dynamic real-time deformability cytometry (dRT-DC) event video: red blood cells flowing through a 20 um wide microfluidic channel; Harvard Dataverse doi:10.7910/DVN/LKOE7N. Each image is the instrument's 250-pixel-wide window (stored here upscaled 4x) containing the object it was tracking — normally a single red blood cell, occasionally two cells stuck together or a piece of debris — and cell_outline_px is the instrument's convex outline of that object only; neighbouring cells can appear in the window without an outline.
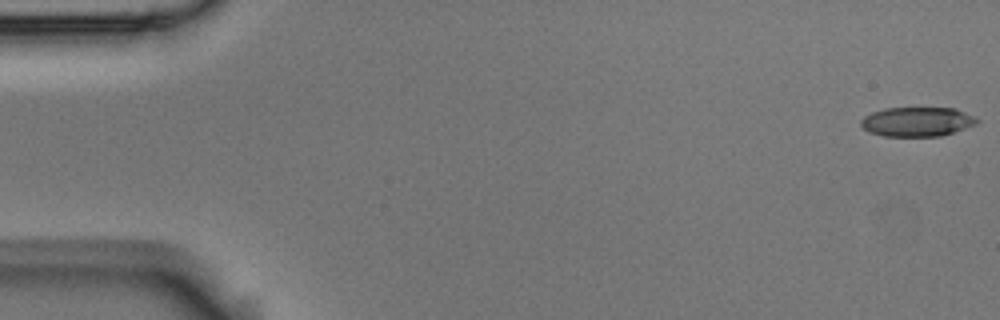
{"species": "Egyptian fruit bat (a non-hibernating species)", "species_latin": "Rousettus aegyptiacus", "temperature_condition": "room temperature", "stored_images_in_passage": 54, "camera_frame_rate_fps": 3000, "um_per_image_px": 0.085, "animal": {"sex": "male"}, "frame": {"image": 1, "passage_image": 1, "time_ms": 0.0, "image_size_px": [1000, 320], "cell_outline_px": [[980, 120], [976, 124], [940, 136], [884, 136], [868, 132], [860, 124], [860, 120], [864, 116], [872, 112], [884, 108], [956, 108], [976, 116]], "centroid_in_image_um": [77.95, 10.34], "position_along_channel_um": 7.0, "area_um2": 19.94}}
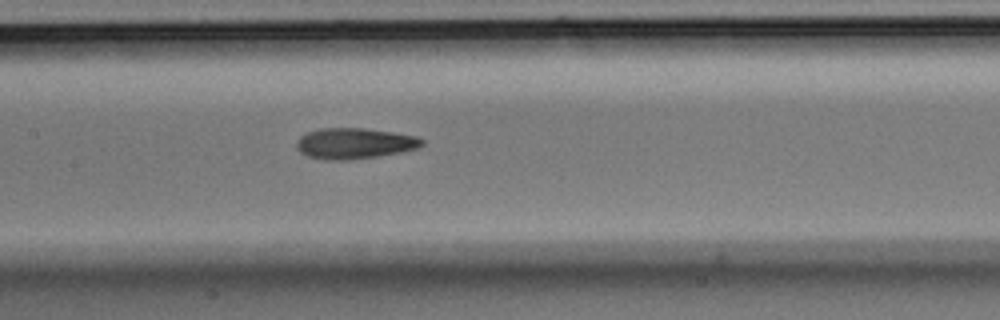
{"frame": {"image": 2, "passage_image": 26, "time_ms": 8.333, "image_size_px": [1000, 320], "cell_outline_px": [[424, 144], [416, 148], [400, 152], [376, 156], [348, 160], [328, 160], [308, 156], [300, 152], [296, 148], [296, 140], [300, 136], [308, 132], [320, 128], [364, 128], [392, 132], [416, 136], [424, 140]], "centroid_in_image_um": [30.1, 12.18], "position_along_channel_um": 177.3, "area_um2": 22.43}}
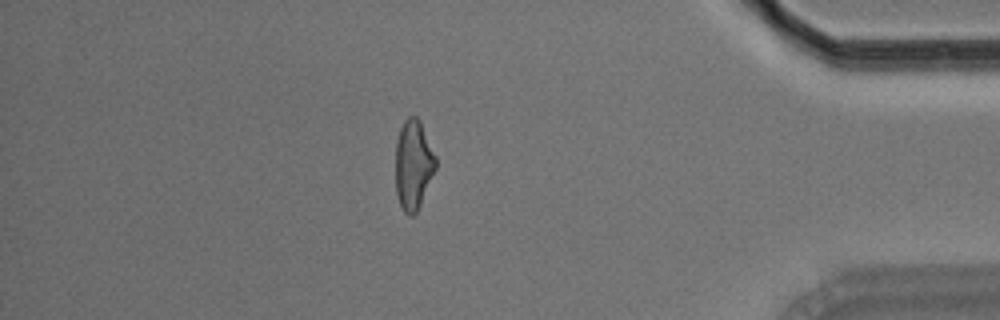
{"frame": {"image": 3, "passage_image": 47, "time_ms": 15.333, "image_size_px": [1000, 320], "cell_outline_px": [[436, 168], [420, 204], [416, 212], [412, 216], [408, 216], [404, 212], [400, 204], [396, 192], [396, 140], [400, 128], [404, 120], [408, 116], [416, 116], [420, 120], [436, 156]], "centroid_in_image_um": [35.13, 13.98], "position_along_channel_um": 400.1, "area_um2": 20.92}, "authors_computed_cell_mechanics": {"area_um2": 21.5594, "velocity_mm_per_s": 3.7194, "shape_relaxation_time_tau1_ms": null, "shape_relaxation_time_tau2_ms": 3.5931, "deformation_change_tau1": null, "deformation_change_tau2": 0.1242}}